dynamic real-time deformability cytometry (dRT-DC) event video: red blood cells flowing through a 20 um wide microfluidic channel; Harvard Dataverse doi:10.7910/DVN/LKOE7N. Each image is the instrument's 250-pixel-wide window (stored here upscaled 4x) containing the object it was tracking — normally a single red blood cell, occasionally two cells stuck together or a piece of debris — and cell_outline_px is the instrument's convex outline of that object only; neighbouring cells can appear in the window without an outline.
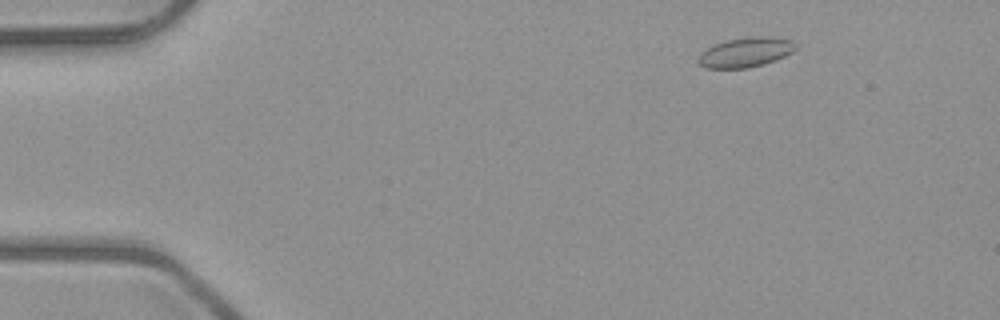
{"species": "common noctule bat (a hibernating species)", "species_latin": "Nyctalus noctula", "temperature_condition": "room temperature", "stored_images_in_passage": 7, "camera_frame_rate_fps": 3000, "um_per_image_px": 0.085, "animal": {"sex": "male", "body_mass_g": 23.1, "forearm_length_mm": 52.7}, "frame": {"image": 1, "passage_image": 2, "time_ms": 1.333, "image_size_px": [1000, 320], "cell_outline_px": [[796, 48], [792, 52], [776, 60], [764, 64], [748, 68], [704, 68], [696, 60], [708, 48], [716, 44], [728, 40], [752, 36], [772, 36], [788, 40], [796, 44]], "centroid_in_image_um": [63.4, 4.45], "position_along_channel_um": 21.6, "area_um2": 16.65}}
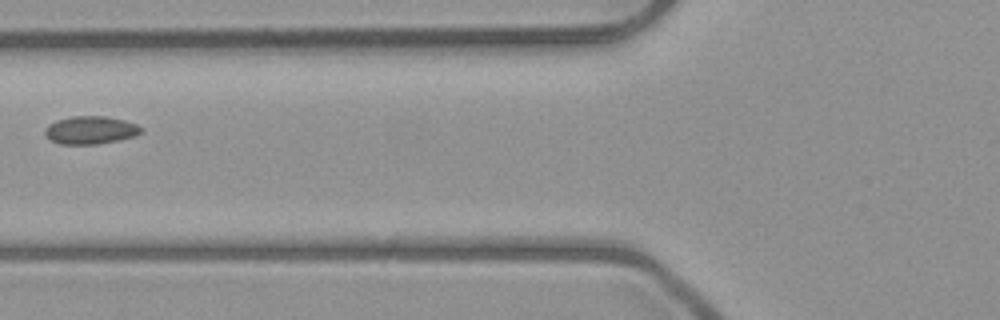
{"frame": {"image": 2, "passage_image": 6, "time_ms": 6.0, "image_size_px": [1000, 320], "cell_outline_px": [[144, 128], [140, 132], [132, 136], [116, 140], [96, 144], [60, 144], [44, 136], [44, 128], [48, 124], [56, 120], [72, 116], [104, 116], [124, 120], [136, 124]], "centroid_in_image_um": [7.63, 11.05], "position_along_channel_um": 118.2, "area_um2": 15.55}}
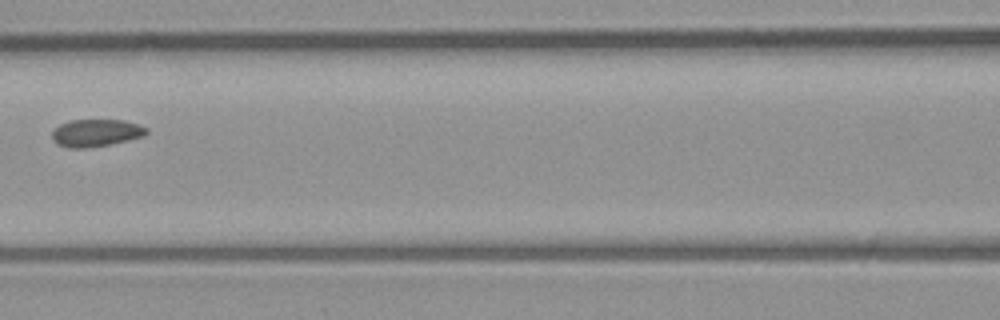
{"frame": {"image": 3, "passage_image": 7, "time_ms": 7.0, "image_size_px": [1000, 320], "cell_outline_px": [[148, 132], [144, 136], [112, 144], [88, 148], [68, 148], [56, 144], [52, 140], [52, 132], [60, 124], [72, 120], [124, 120], [148, 128]], "centroid_in_image_um": [8.15, 11.31], "position_along_channel_um": 158.5, "area_um2": 15.14}}